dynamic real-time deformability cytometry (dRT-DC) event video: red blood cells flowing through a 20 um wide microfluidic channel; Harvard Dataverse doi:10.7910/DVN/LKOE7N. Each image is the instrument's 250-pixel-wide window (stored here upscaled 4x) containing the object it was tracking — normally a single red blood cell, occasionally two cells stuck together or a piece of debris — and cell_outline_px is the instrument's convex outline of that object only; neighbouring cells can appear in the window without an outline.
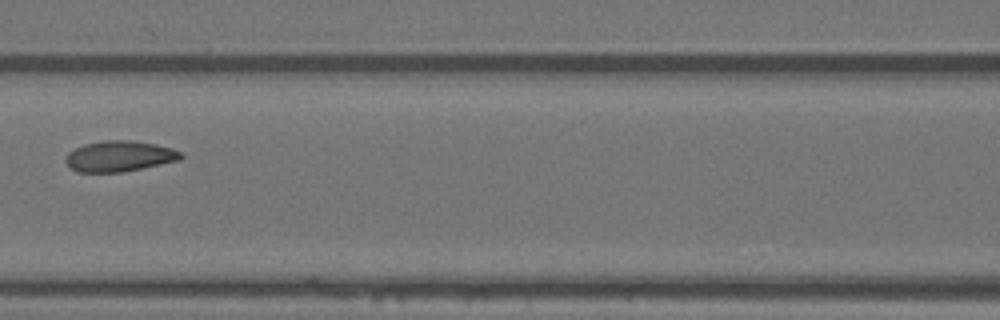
{"species": "Egyptian fruit bat (a non-hibernating species)", "species_latin": "Rousettus aegyptiacus", "temperature_condition": "warm", "stored_images_in_passage": 11, "camera_frame_rate_fps": 3000, "um_per_image_px": 0.085, "animal": {"sex": "female"}, "frame": {"image": 1, "passage_image": 7, "time_ms": 2.0, "image_size_px": [1000, 320], "cell_outline_px": [[184, 156], [180, 160], [124, 172], [76, 172], [64, 160], [68, 152], [84, 144], [104, 140], [132, 140], [156, 144], [172, 148], [180, 152]], "centroid_in_image_um": [10.16, 13.27], "position_along_channel_um": 156.4, "area_um2": 20.69}}
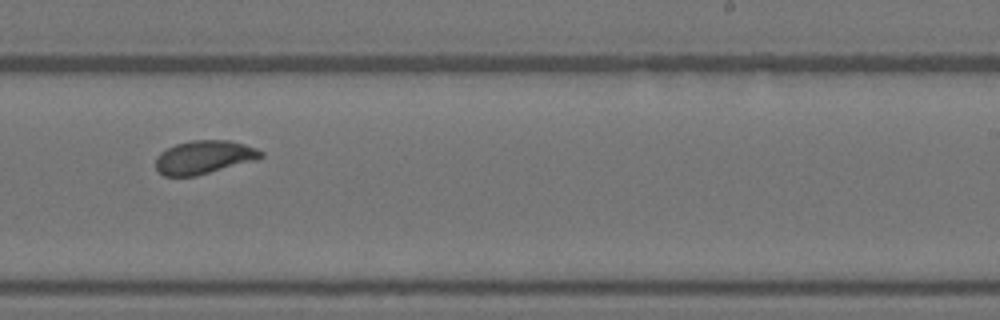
{"frame": {"image": 2, "passage_image": 10, "time_ms": 3.0, "image_size_px": [1000, 320], "cell_outline_px": [[264, 156], [256, 160], [196, 176], [164, 176], [156, 168], [156, 156], [160, 152], [176, 144], [192, 140], [228, 140], [244, 144], [256, 148], [264, 152]], "centroid_in_image_um": [17.35, 13.36], "position_along_channel_um": 271.6, "area_um2": 20.46}}
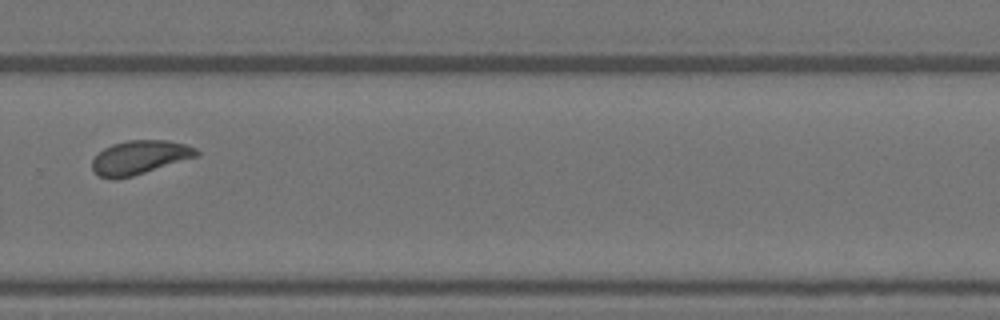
{"frame": {"image": 3, "passage_image": 11, "time_ms": 3.333, "image_size_px": [1000, 320], "cell_outline_px": [[200, 152], [196, 156], [132, 176], [116, 180], [112, 180], [100, 176], [92, 172], [92, 160], [104, 148], [112, 144], [128, 140], [168, 140], [184, 144], [196, 148]], "centroid_in_image_um": [11.82, 13.38], "position_along_channel_um": 318.0, "area_um2": 20.4}}